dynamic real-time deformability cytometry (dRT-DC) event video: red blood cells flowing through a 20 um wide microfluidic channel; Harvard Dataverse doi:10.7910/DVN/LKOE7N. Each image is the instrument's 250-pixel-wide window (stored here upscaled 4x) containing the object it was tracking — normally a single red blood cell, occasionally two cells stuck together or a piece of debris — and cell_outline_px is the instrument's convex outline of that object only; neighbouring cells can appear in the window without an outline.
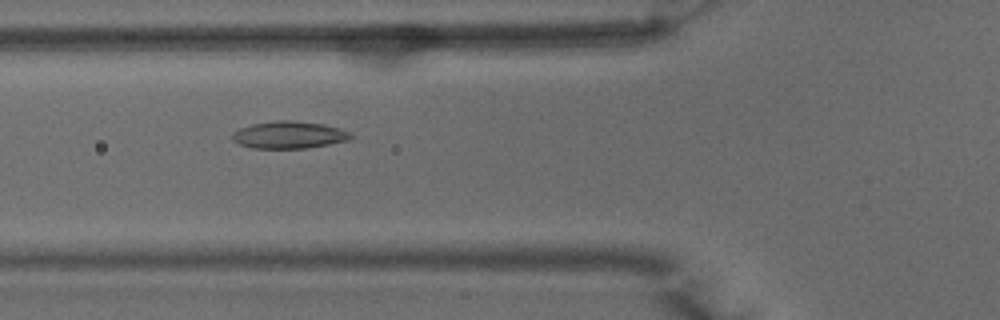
{"species": "common noctule bat (a hibernating species)", "species_latin": "Nyctalus noctula", "temperature_condition": "warm", "stored_images_in_passage": 35, "camera_frame_rate_fps": 3000, "um_per_image_px": 0.085, "animal": {"sex": "male", "body_mass_g": 15.6}, "frame": {"image": 1, "passage_image": 4, "time_ms": 1.0, "image_size_px": [1000, 320], "cell_outline_px": [[352, 136], [348, 140], [308, 148], [252, 148], [240, 144], [232, 140], [232, 132], [240, 128], [252, 124], [276, 120], [292, 120], [324, 124], [340, 128], [348, 132]], "centroid_in_image_um": [24.54, 11.46], "position_along_channel_um": 101.3, "area_um2": 18.73}}
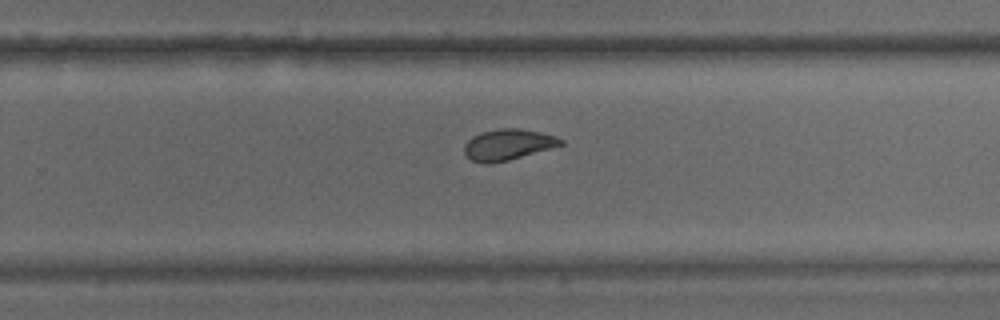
{"frame": {"image": 2, "passage_image": 18, "time_ms": 5.667, "image_size_px": [1000, 320], "cell_outline_px": [[564, 144], [508, 160], [492, 164], [484, 164], [472, 160], [464, 152], [464, 144], [472, 136], [484, 132], [500, 128], [520, 128], [540, 132], [556, 136], [564, 140]], "centroid_in_image_um": [43.17, 12.29], "position_along_channel_um": 286.6, "area_um2": 17.28}}
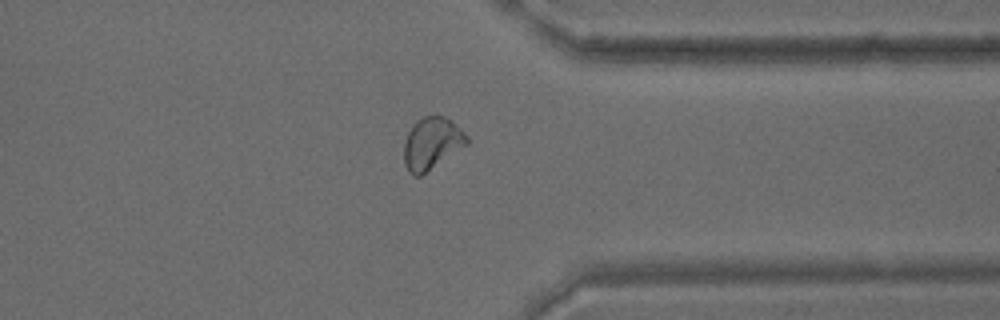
{"frame": {"image": 3, "passage_image": 25, "time_ms": 8.0, "image_size_px": [1000, 320], "cell_outline_px": [[468, 144], [420, 176], [412, 176], [408, 172], [404, 164], [404, 140], [412, 124], [416, 120], [424, 116], [444, 116], [468, 136]], "centroid_in_image_um": [36.66, 12.2], "position_along_channel_um": 374.7, "area_um2": 18.96}, "authors_computed_cell_mechanics": {"area_um2": 17.6868, "velocity_mm_per_s": 3.9708, "shape_relaxation_time_tau1_ms": 6.2519, "shape_relaxation_time_tau2_ms": 1.8502, "deformation_change_tau1": 0.1939, "deformation_change_tau2": 0.076}}